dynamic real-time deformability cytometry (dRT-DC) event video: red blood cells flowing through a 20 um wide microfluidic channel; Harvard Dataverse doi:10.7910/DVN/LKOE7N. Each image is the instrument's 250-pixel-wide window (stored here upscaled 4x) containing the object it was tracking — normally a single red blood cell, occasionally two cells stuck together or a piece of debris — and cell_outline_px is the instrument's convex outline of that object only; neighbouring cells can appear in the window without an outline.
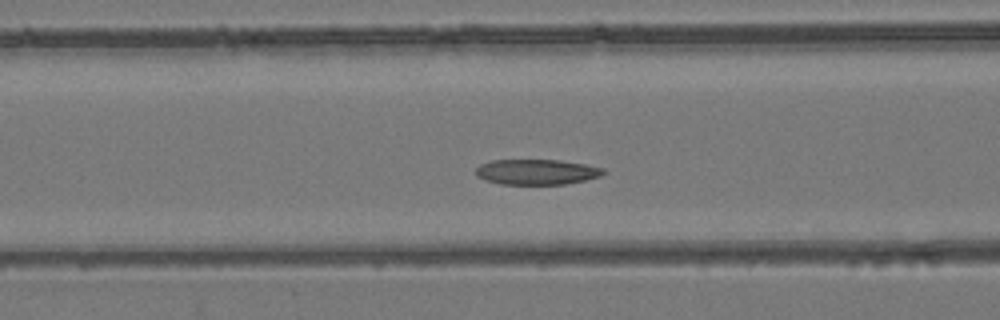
{"species": "common noctule bat (a hibernating species)", "species_latin": "Nyctalus noctula", "temperature_condition": "room temperature", "stored_images_in_passage": 44, "camera_frame_rate_fps": 3000, "um_per_image_px": 0.085, "animal": {"sex": "female", "body_mass_g": 24.6, "forearm_length_mm": 56.2}, "frame": {"image": 1, "passage_image": 18, "time_ms": 5.667, "image_size_px": [1000, 320], "cell_outline_px": [[608, 172], [600, 176], [584, 180], [564, 184], [500, 184], [484, 180], [476, 176], [476, 168], [480, 164], [492, 160], [560, 160], [584, 164], [604, 168]], "centroid_in_image_um": [45.61, 14.61], "position_along_channel_um": 121.0, "area_um2": 18.9}}
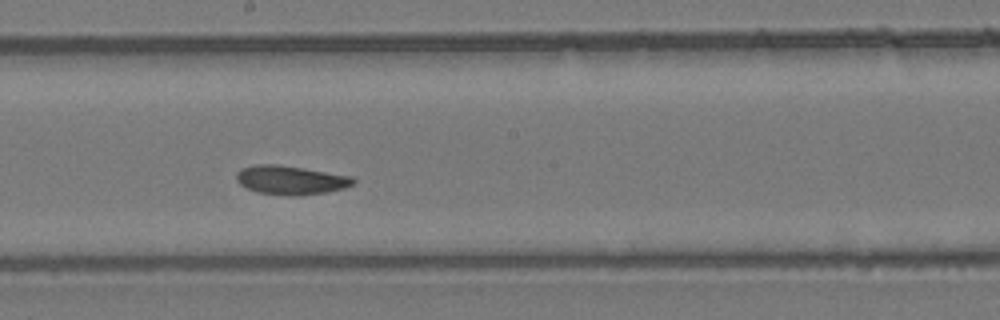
{"frame": {"image": 2, "passage_image": 26, "time_ms": 8.333, "image_size_px": [1000, 320], "cell_outline_px": [[356, 180], [352, 184], [344, 188], [328, 192], [296, 196], [292, 196], [256, 192], [240, 184], [236, 180], [236, 172], [240, 168], [256, 164], [276, 164], [304, 168], [352, 176]], "centroid_in_image_um": [24.69, 15.3], "position_along_channel_um": 223.5, "area_um2": 19.77}}
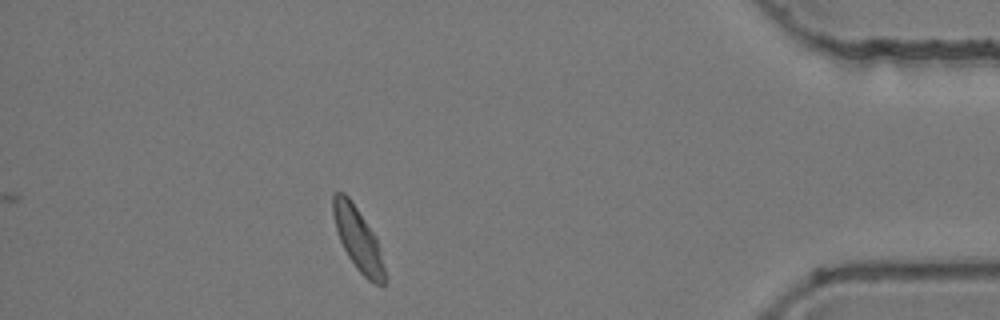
{"frame": {"image": 3, "passage_image": 44, "time_ms": 14.333, "image_size_px": [1000, 320], "cell_outline_px": [[384, 284], [376, 284], [368, 280], [356, 268], [348, 256], [340, 240], [336, 228], [332, 212], [332, 196], [336, 192], [344, 192], [348, 196], [376, 236], [384, 268]], "centroid_in_image_um": [30.4, 20.29], "position_along_channel_um": 404.8, "area_um2": 18.5}, "authors_computed_cell_mechanics": {"area_um2": 19.5075, "velocity_mm_per_s": 3.8393, "shape_relaxation_time_tau1_ms": 6.2496, "shape_relaxation_time_tau2_ms": 4.722, "deformation_change_tau1": 0.1344, "deformation_change_tau2": 0.1021}}